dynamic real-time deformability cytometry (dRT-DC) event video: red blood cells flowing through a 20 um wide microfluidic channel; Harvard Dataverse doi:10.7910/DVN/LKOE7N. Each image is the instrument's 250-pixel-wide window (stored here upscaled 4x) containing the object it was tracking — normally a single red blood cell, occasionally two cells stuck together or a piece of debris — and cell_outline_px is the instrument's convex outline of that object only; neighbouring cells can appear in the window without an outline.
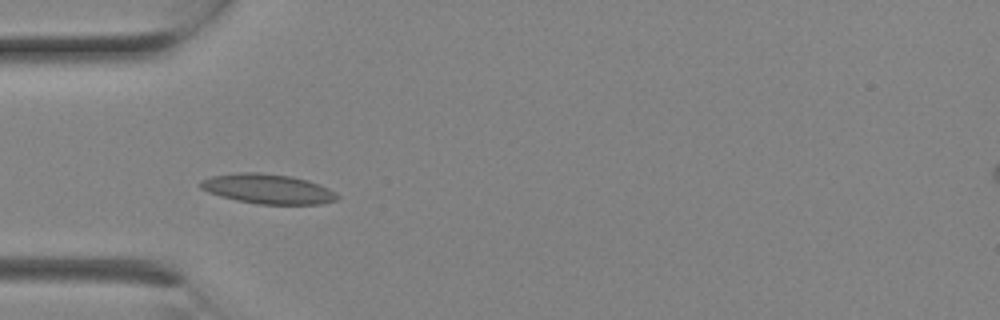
{"species": "Egyptian fruit bat (a non-hibernating species)", "species_latin": "Rousettus aegyptiacus", "temperature_condition": "room temperature", "stored_images_in_passage": 1, "camera_frame_rate_fps": 3000, "um_per_image_px": 0.085, "animal": {"sex": "female"}, "frame": {"image": 1, "passage_image": 1, "time_ms": 0.0, "image_size_px": [1000, 320], "cell_outline_px": [[340, 196], [336, 200], [320, 204], [260, 204], [236, 200], [220, 196], [208, 192], [200, 188], [200, 180], [212, 176], [240, 172], [260, 172], [292, 176], [308, 180], [320, 184], [336, 192]], "centroid_in_image_um": [22.78, 16.05], "position_along_channel_um": 62.2, "area_um2": 23.81}}